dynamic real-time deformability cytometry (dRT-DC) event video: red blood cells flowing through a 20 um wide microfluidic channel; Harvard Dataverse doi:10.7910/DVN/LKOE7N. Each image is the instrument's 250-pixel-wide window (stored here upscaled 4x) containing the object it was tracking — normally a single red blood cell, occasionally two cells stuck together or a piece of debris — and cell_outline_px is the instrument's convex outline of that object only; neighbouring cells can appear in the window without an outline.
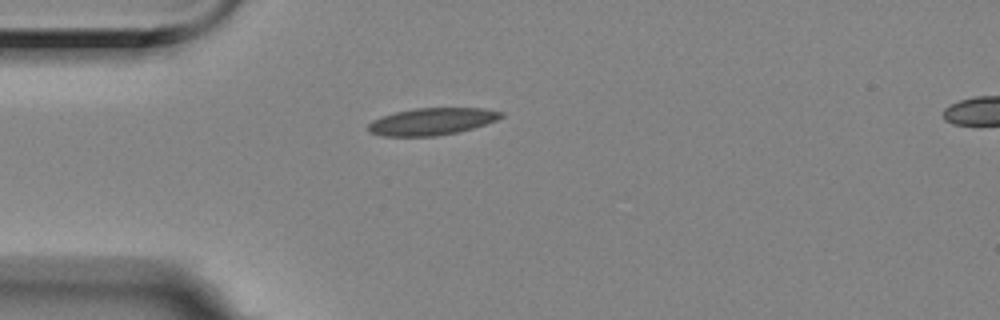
{"species": "Egyptian fruit bat (a non-hibernating species)", "species_latin": "Rousettus aegyptiacus", "temperature_condition": "room temperature", "stored_images_in_passage": 43, "camera_frame_rate_fps": 3000, "um_per_image_px": 0.085, "animal": {"sex": "female"}, "frame": {"image": 1, "passage_image": 1, "time_ms": 0.0, "image_size_px": [1000, 320], "cell_outline_px": [[504, 116], [496, 120], [472, 128], [456, 132], [436, 136], [384, 136], [368, 132], [368, 124], [372, 120], [380, 116], [396, 112], [416, 108], [484, 108], [504, 112]], "centroid_in_image_um": [36.69, 10.32], "position_along_channel_um": 48.3, "area_um2": 20.92}}
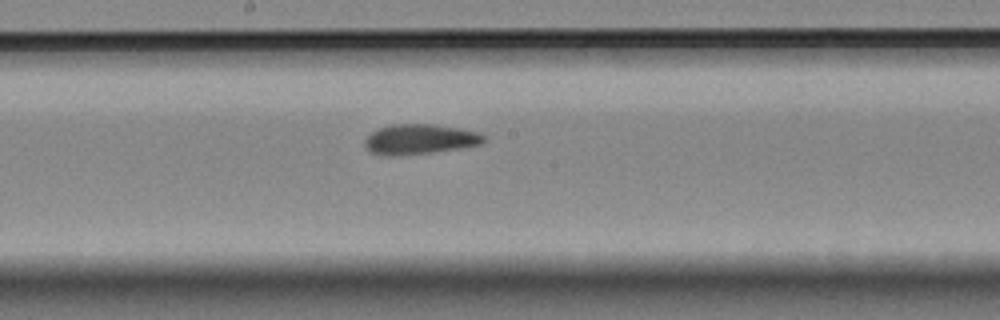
{"frame": {"image": 2, "passage_image": 16, "time_ms": 5.0, "image_size_px": [1000, 320], "cell_outline_px": [[488, 140], [480, 144], [432, 152], [392, 156], [384, 156], [372, 152], [364, 148], [364, 140], [372, 132], [380, 128], [392, 124], [436, 124], [480, 132]], "centroid_in_image_um": [35.66, 11.83], "position_along_channel_um": 212.5, "area_um2": 20.81}}
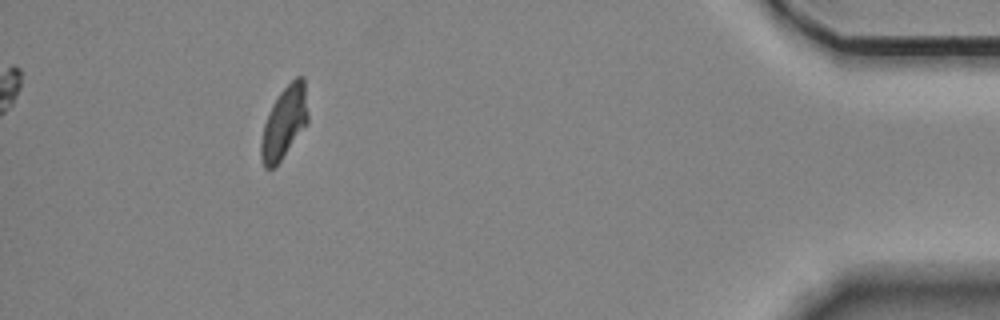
{"frame": {"image": 3, "passage_image": 38, "time_ms": 12.333, "image_size_px": [1000, 320], "cell_outline_px": [[308, 124], [280, 160], [272, 168], [264, 168], [260, 156], [260, 144], [264, 124], [268, 112], [272, 104], [280, 92], [296, 76], [304, 76], [308, 112]], "centroid_in_image_um": [24.16, 10.39], "position_along_channel_um": 411.0, "area_um2": 19.71}, "authors_computed_cell_mechanics": {"area_um2": 20.6346, "velocity_mm_per_s": 3.5076, "shape_relaxation_time_tau1_ms": null, "shape_relaxation_time_tau2_ms": 2.0045, "deformation_change_tau1": null, "deformation_change_tau2": 0.0891}}